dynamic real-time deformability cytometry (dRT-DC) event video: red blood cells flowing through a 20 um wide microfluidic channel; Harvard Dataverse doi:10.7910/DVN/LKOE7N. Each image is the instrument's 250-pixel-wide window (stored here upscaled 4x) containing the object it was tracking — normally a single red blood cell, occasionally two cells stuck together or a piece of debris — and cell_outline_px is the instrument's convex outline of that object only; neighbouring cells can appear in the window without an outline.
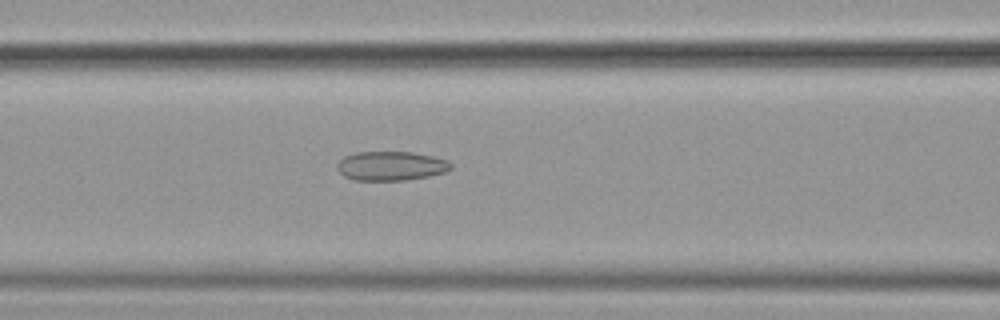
{"species": "common noctule bat (a hibernating species)", "species_latin": "Nyctalus noctula", "temperature_condition": "cold", "stored_images_in_passage": 56, "camera_frame_rate_fps": 3000, "um_per_image_px": 0.085, "animal": {"sex": "female", "body_mass_g": 19.9}, "frame": {"image": 1, "passage_image": 24, "time_ms": 7.667, "image_size_px": [1000, 320], "cell_outline_px": [[452, 168], [444, 172], [428, 176], [408, 180], [352, 180], [344, 176], [336, 168], [336, 164], [344, 156], [356, 152], [412, 152], [432, 156], [448, 160], [452, 164]], "centroid_in_image_um": [33.22, 14.1], "position_along_channel_um": 133.4, "area_um2": 19.42}}
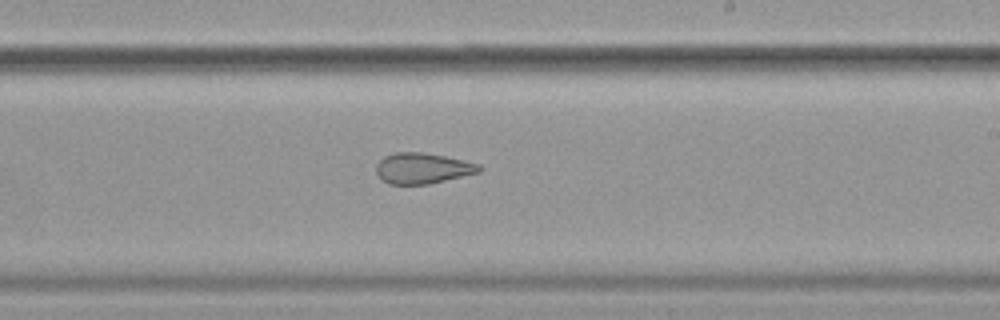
{"frame": {"image": 2, "passage_image": 34, "time_ms": 11.0, "image_size_px": [1000, 320], "cell_outline_px": [[484, 168], [480, 172], [428, 184], [388, 184], [380, 180], [376, 172], [376, 164], [384, 156], [396, 152], [424, 152], [444, 156], [480, 164]], "centroid_in_image_um": [35.9, 14.3], "position_along_channel_um": 253.1, "area_um2": 18.55}}
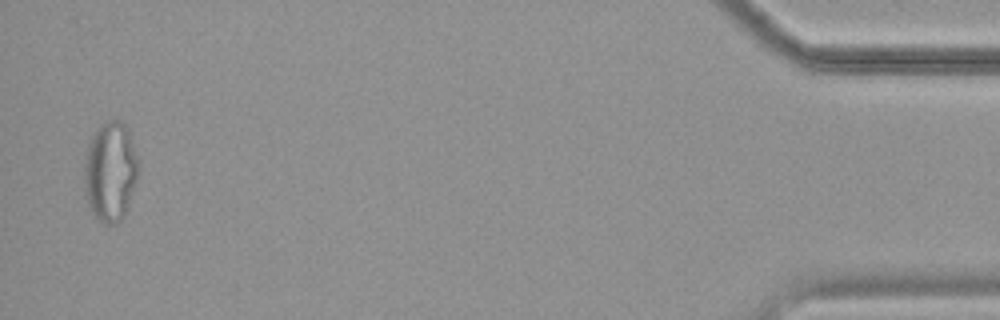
{"frame": {"image": 3, "passage_image": 55, "time_ms": 18.0, "image_size_px": [1000, 320], "cell_outline_px": [[140, 168], [124, 216], [116, 224], [104, 224], [92, 212], [88, 204], [84, 176], [84, 168], [88, 144], [96, 128], [104, 120], [124, 120], [128, 128], [140, 160]], "centroid_in_image_um": [9.41, 14.51], "position_along_channel_um": 425.8, "area_um2": 31.79}, "authors_computed_cell_mechanics": {"area_um2": 24.4494, "velocity_mm_per_s": 3.603, "shape_relaxation_time_tau1_ms": null, "shape_relaxation_time_tau2_ms": 2.5766, "deformation_change_tau1": null, "deformation_change_tau2": 0.0986}}